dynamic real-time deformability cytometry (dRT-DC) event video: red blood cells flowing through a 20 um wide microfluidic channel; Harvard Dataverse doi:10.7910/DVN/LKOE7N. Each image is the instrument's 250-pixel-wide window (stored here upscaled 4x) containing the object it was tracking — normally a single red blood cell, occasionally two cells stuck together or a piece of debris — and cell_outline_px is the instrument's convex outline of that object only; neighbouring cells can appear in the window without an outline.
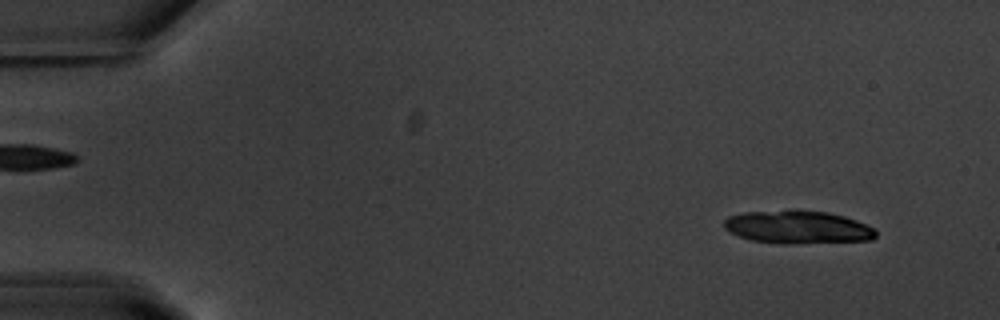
{"species": "common noctule bat (a hibernating species)", "species_latin": "Nyctalus noctula", "temperature_condition": "warm", "stored_images_in_passage": 25, "camera_frame_rate_fps": 3000, "um_per_image_px": 0.085, "animal": {"sex": "male", "body_mass_g": 20.1, "forearm_length_mm": 53.5}, "frame": {"image": 1, "passage_image": 4, "time_ms": 1.0, "image_size_px": [1000, 320], "cell_outline_px": [[876, 236], [872, 240], [788, 244], [780, 244], [752, 240], [740, 236], [724, 228], [724, 220], [728, 216], [744, 212], [828, 212], [844, 216], [856, 220], [872, 228], [876, 232]], "centroid_in_image_um": [67.81, 19.34], "position_along_channel_um": 17.2, "area_um2": 28.38}}